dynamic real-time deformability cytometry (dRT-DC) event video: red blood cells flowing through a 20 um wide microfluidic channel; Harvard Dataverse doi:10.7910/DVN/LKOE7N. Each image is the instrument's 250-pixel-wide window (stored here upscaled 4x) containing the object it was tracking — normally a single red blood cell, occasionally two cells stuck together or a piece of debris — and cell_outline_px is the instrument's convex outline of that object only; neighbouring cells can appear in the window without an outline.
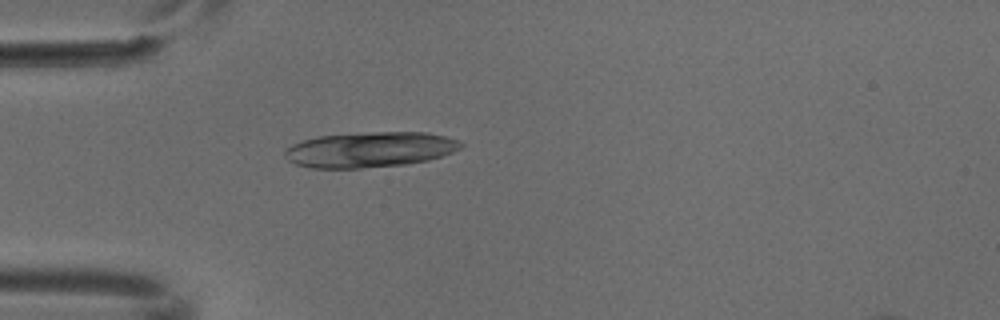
{"species": "common noctule bat (a hibernating species)", "species_latin": "Nyctalus noctula", "temperature_condition": "cold", "stored_images_in_passage": 4, "camera_frame_rate_fps": 3000, "um_per_image_px": 0.085, "animal": {"sex": "male", "body_mass_g": 18.8}, "frame": {"image": 1, "passage_image": 4, "time_ms": 1.0, "image_size_px": [1000, 320], "cell_outline_px": [[464, 144], [460, 148], [452, 152], [428, 160], [404, 164], [360, 168], [308, 168], [296, 164], [288, 160], [284, 156], [284, 148], [292, 144], [316, 136], [372, 132], [428, 132], [444, 136], [456, 140]], "centroid_in_image_um": [31.38, 12.71], "position_along_channel_um": 53.6, "area_um2": 36.24}}